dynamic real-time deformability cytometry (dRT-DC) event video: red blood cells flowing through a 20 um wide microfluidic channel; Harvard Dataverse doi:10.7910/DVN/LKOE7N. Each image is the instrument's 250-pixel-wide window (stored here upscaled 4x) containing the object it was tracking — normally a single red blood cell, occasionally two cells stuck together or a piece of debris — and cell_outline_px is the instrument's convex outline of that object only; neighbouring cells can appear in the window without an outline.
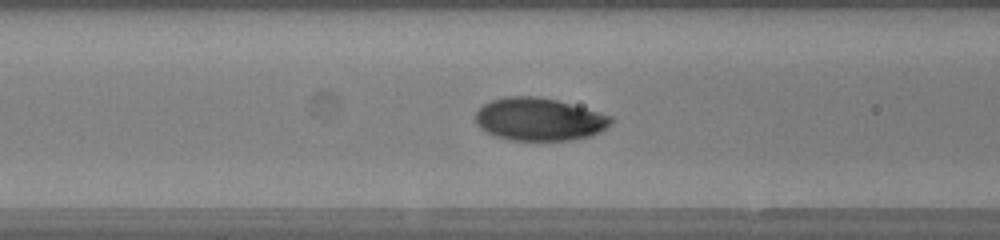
{"species": "human", "species_latin": "Homo sapiens", "temperature_condition": "warm", "stored_images_in_passage": 43, "camera_frame_rate_fps": 3000, "um_per_image_px": 0.085, "donor": {"sex": "female"}, "frame": {"image": 1, "passage_image": 13, "time_ms": 4.0, "image_size_px": [1000, 240], "cell_outline_px": [[612, 124], [600, 132], [592, 136], [576, 140], [508, 140], [496, 136], [480, 128], [476, 124], [476, 112], [484, 104], [492, 100], [508, 96], [536, 96], [556, 100], [612, 116]], "centroid_in_image_um": [45.84, 10.15], "position_along_channel_um": 120.8, "area_um2": 33.7}}
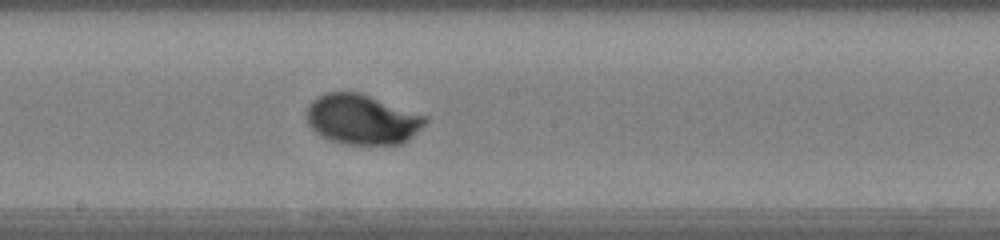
{"frame": {"image": 2, "passage_image": 20, "time_ms": 6.333, "image_size_px": [1000, 240], "cell_outline_px": [[428, 120], [408, 140], [400, 144], [344, 144], [320, 136], [308, 124], [308, 104], [316, 96], [328, 92], [360, 92], [428, 116]], "centroid_in_image_um": [30.78, 10.14], "position_along_channel_um": 217.4, "area_um2": 34.51}}
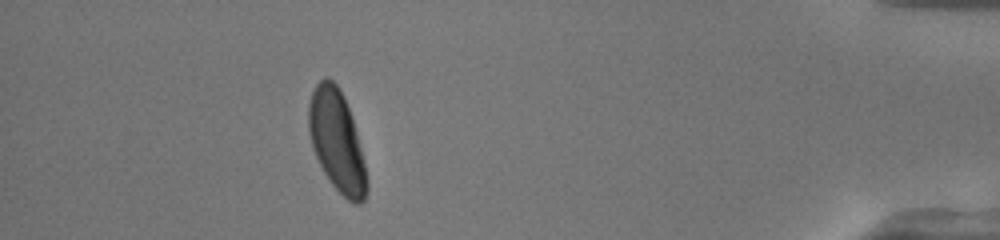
{"frame": {"image": 3, "passage_image": 38, "time_ms": 12.333, "image_size_px": [1000, 240], "cell_outline_px": [[368, 192], [364, 200], [360, 204], [352, 204], [328, 180], [312, 148], [308, 132], [308, 104], [312, 92], [316, 84], [324, 76], [328, 76], [340, 88], [344, 96], [356, 132], [364, 164], [368, 184]], "centroid_in_image_um": [28.61, 11.98], "position_along_channel_um": 406.6, "area_um2": 34.16}, "authors_computed_cell_mechanics": {"area_um2": 33.4662, "velocity_mm_per_s": 4.1537, "shape_relaxation_time_tau1_ms": 2.1619, "shape_relaxation_time_tau2_ms": null, "deformation_change_tau1": 0.1383, "deformation_change_tau2": null}}